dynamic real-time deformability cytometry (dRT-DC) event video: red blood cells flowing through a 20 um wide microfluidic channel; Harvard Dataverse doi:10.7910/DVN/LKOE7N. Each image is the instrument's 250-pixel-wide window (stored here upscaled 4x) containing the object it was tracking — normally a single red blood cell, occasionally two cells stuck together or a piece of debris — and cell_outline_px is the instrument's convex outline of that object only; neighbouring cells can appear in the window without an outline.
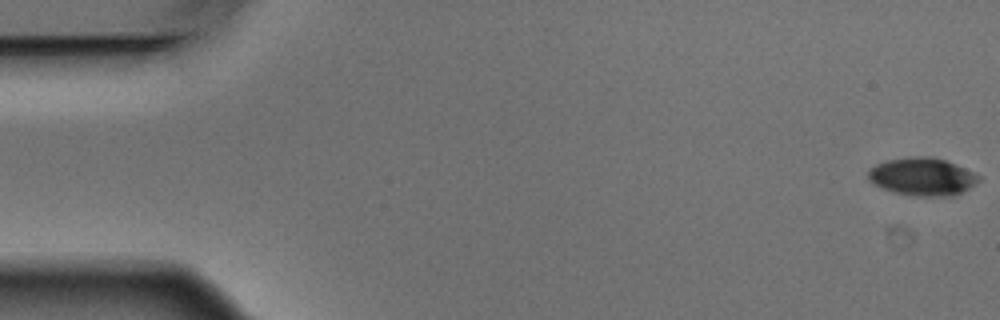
{"species": "Egyptian fruit bat (a non-hibernating species)", "species_latin": "Rousettus aegyptiacus", "temperature_condition": "warm", "stored_images_in_passage": 3, "camera_frame_rate_fps": 3000, "um_per_image_px": 0.085, "animal": {"sex": "male"}, "frame": {"image": 1, "passage_image": 1, "time_ms": 0.0, "image_size_px": [1000, 320], "cell_outline_px": [[980, 180], [956, 196], [916, 196], [892, 192], [880, 188], [872, 184], [868, 180], [868, 168], [876, 164], [888, 160], [908, 156], [932, 156], [956, 164], [980, 176]], "centroid_in_image_um": [78.35, 15.01], "position_along_channel_um": 6.7, "area_um2": 24.62}}